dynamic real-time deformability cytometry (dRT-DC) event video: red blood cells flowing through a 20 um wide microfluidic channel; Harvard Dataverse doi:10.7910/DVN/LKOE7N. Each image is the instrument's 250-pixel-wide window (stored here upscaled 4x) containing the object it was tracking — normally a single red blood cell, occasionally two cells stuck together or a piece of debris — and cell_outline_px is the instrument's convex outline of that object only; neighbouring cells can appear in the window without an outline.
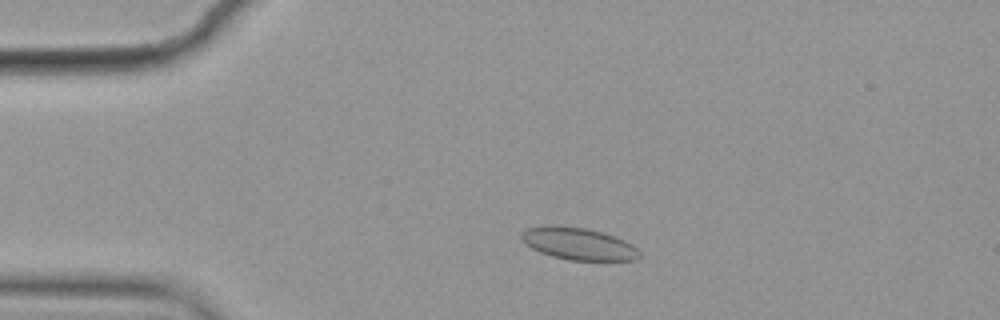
{"species": "common noctule bat (a hibernating species)", "species_latin": "Nyctalus noctula", "temperature_condition": "cold", "stored_images_in_passage": 54, "camera_frame_rate_fps": 3000, "um_per_image_px": 0.085, "animal": {"sex": "female", "body_mass_g": 19.9}, "frame": {"image": 1, "passage_image": 9, "time_ms": 2.667, "image_size_px": [1000, 320], "cell_outline_px": [[640, 256], [636, 260], [568, 260], [552, 256], [540, 252], [532, 248], [520, 236], [520, 232], [524, 228], [556, 224], [588, 228], [624, 240], [632, 244], [640, 252]], "centroid_in_image_um": [49.14, 20.7], "position_along_channel_um": 35.9, "area_um2": 22.14}}
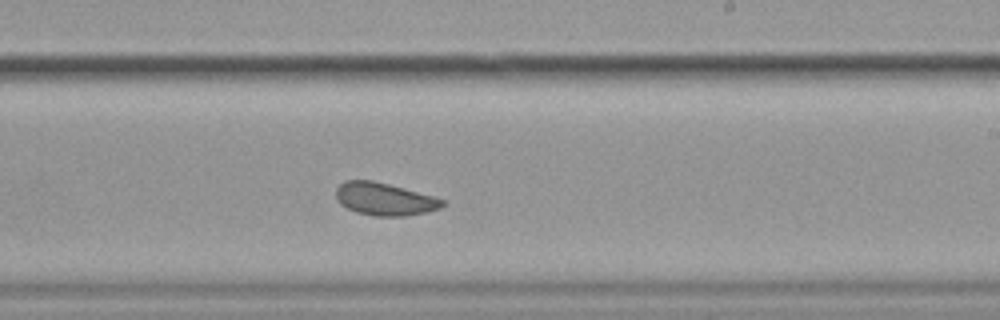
{"frame": {"image": 2, "passage_image": 31, "time_ms": 10.0, "image_size_px": [1000, 320], "cell_outline_px": [[444, 204], [440, 208], [424, 212], [404, 216], [376, 216], [356, 212], [340, 204], [336, 200], [336, 188], [344, 180], [372, 180], [388, 184], [432, 196], [444, 200]], "centroid_in_image_um": [32.63, 16.92], "position_along_channel_um": 256.4, "area_um2": 20.0}}
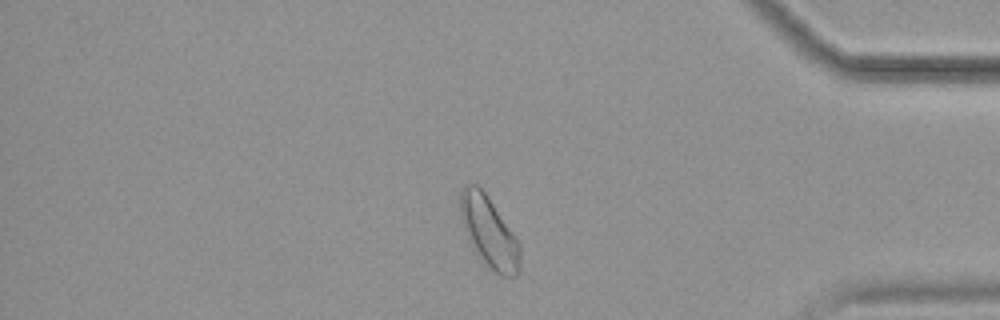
{"frame": {"image": 3, "passage_image": 45, "time_ms": 14.667, "image_size_px": [1000, 320], "cell_outline_px": [[520, 272], [516, 276], [500, 276], [480, 256], [468, 240], [460, 212], [460, 192], [468, 184], [476, 184], [488, 196], [520, 244]], "centroid_in_image_um": [41.59, 19.72], "position_along_channel_um": 393.6, "area_um2": 23.99}, "authors_computed_cell_mechanics": {"area_um2": 22.0218, "velocity_mm_per_s": 3.5097, "shape_relaxation_time_tau1_ms": null, "shape_relaxation_time_tau2_ms": 2.3148, "deformation_change_tau1": null, "deformation_change_tau2": 0.0645}}